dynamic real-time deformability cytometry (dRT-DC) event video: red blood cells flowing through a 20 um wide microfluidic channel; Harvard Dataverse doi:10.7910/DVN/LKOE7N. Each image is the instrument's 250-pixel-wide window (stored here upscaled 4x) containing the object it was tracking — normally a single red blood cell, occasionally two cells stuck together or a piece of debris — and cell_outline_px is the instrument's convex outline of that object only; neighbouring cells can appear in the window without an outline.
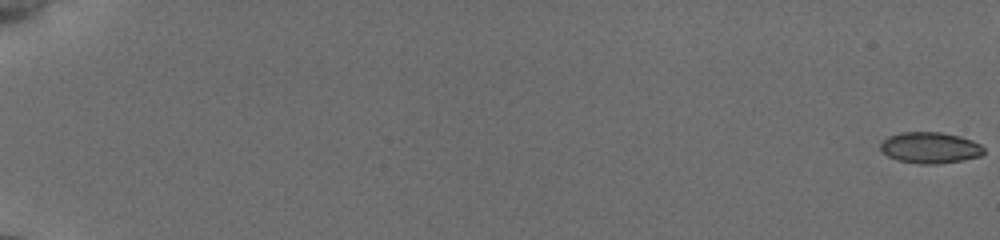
{"species": "common noctule bat (a hibernating species)", "species_latin": "Nyctalus noctula", "temperature_condition": "cold", "stored_images_in_passage": 28, "camera_frame_rate_fps": 3000, "um_per_image_px": 0.085, "animal": {"sex": "female", "body_mass_g": 19.5, "forearm_length_mm": 54.1}, "frame": {"image": 1, "passage_image": 1, "time_ms": 0.0, "image_size_px": [1000, 240], "cell_outline_px": [[984, 152], [980, 156], [964, 160], [936, 164], [920, 164], [896, 160], [888, 156], [880, 148], [880, 144], [888, 136], [900, 132], [940, 132], [960, 136], [972, 140], [980, 144], [984, 148]], "centroid_in_image_um": [79.06, 12.55], "position_along_channel_um": 5.9, "area_um2": 18.84}}
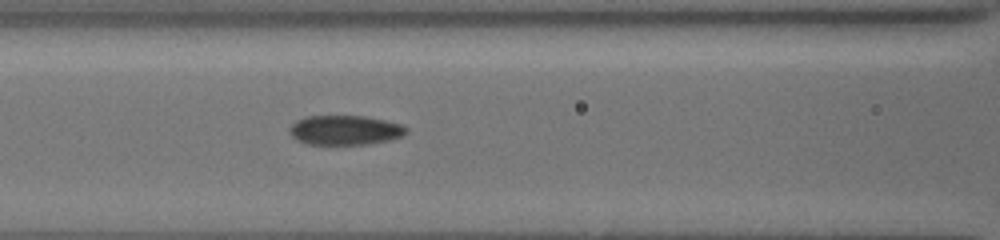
{"frame": {"image": 2, "passage_image": 15, "time_ms": 9.0, "image_size_px": [1000, 240], "cell_outline_px": [[408, 132], [404, 136], [388, 140], [368, 144], [304, 144], [296, 140], [288, 132], [288, 128], [296, 120], [308, 116], [364, 116], [404, 124], [408, 128]], "centroid_in_image_um": [29.33, 11.06], "position_along_channel_um": 137.3, "area_um2": 20.35}}
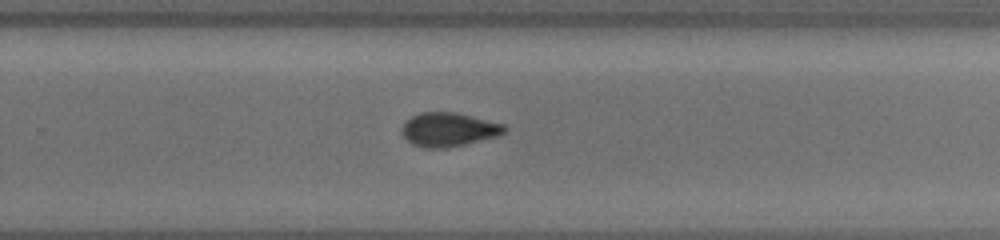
{"frame": {"image": 3, "passage_image": 28, "time_ms": 13.0, "image_size_px": [1000, 240], "cell_outline_px": [[508, 128], [500, 136], [464, 144], [444, 148], [424, 148], [412, 144], [400, 132], [400, 128], [412, 116], [420, 112], [456, 112], [504, 124]], "centroid_in_image_um": [38.14, 11.01], "position_along_channel_um": 291.7, "area_um2": 20.29}}